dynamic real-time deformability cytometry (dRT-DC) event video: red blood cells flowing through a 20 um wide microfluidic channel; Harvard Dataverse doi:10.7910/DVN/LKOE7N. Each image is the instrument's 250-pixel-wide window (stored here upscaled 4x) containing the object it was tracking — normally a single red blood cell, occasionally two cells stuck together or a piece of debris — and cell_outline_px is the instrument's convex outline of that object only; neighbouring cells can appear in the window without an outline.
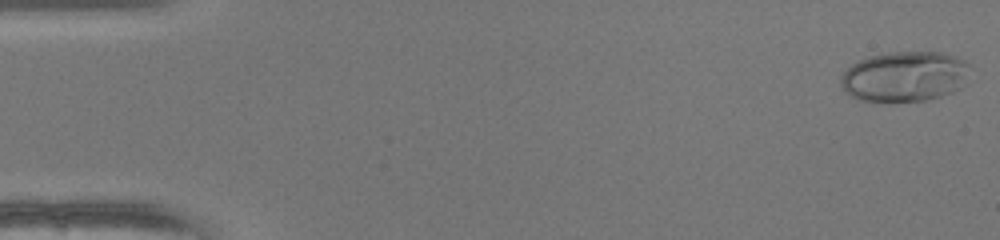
{"species": "human", "species_latin": "Homo sapiens", "temperature_condition": "warm", "stored_images_in_passage": 49, "camera_frame_rate_fps": 3000, "um_per_image_px": 0.085, "donor": {"sex": "female"}, "frame": {"image": 1, "passage_image": 1, "time_ms": 0.0, "image_size_px": [1000, 240], "cell_outline_px": [[968, 64], [960, 88], [952, 92], [928, 100], [888, 104], [860, 100], [844, 92], [840, 84], [840, 76], [852, 64], [860, 60], [872, 56], [892, 52], [944, 52], [956, 56], [964, 60]], "centroid_in_image_um": [76.83, 6.54], "position_along_channel_um": 8.2, "area_um2": 38.15}}
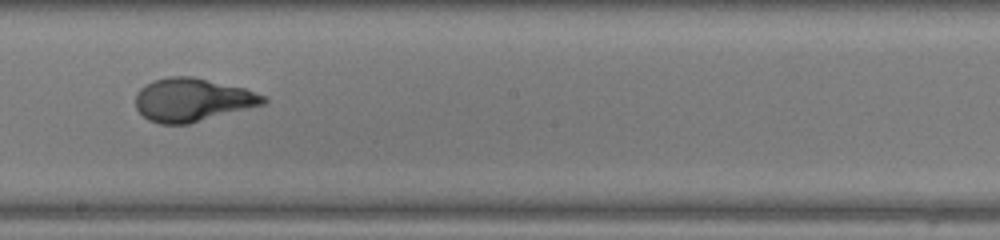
{"frame": {"image": 2, "passage_image": 28, "time_ms": 9.0, "image_size_px": [1000, 240], "cell_outline_px": [[268, 100], [264, 104], [188, 124], [160, 124], [148, 120], [136, 108], [136, 92], [144, 84], [152, 80], [168, 76], [192, 76], [244, 88], [268, 96]], "centroid_in_image_um": [16.34, 8.48], "position_along_channel_um": 231.9, "area_um2": 32.31}}
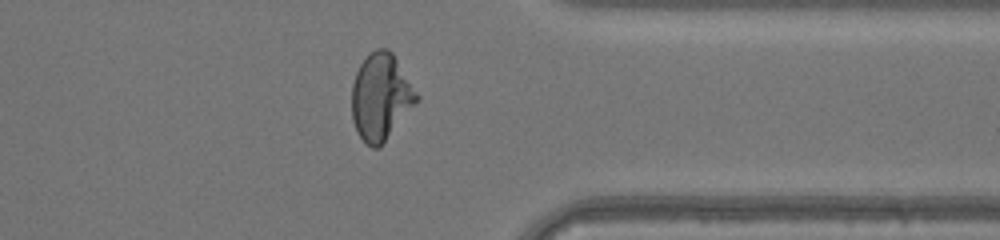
{"frame": {"image": 3, "passage_image": 39, "time_ms": 12.667, "image_size_px": [1000, 240], "cell_outline_px": [[420, 100], [380, 148], [372, 148], [360, 136], [352, 120], [352, 84], [356, 72], [360, 64], [376, 48], [388, 48], [392, 52], [420, 96]], "centroid_in_image_um": [32.4, 8.25], "position_along_channel_um": 379.0, "area_um2": 32.83}, "authors_computed_cell_mechanics": {"area_um2": 32.5992, "velocity_mm_per_s": 4.2247, "shape_relaxation_time_tau1_ms": 4.6143, "shape_relaxation_time_tau2_ms": null, "deformation_change_tau1": 0.2724, "deformation_change_tau2": null}}